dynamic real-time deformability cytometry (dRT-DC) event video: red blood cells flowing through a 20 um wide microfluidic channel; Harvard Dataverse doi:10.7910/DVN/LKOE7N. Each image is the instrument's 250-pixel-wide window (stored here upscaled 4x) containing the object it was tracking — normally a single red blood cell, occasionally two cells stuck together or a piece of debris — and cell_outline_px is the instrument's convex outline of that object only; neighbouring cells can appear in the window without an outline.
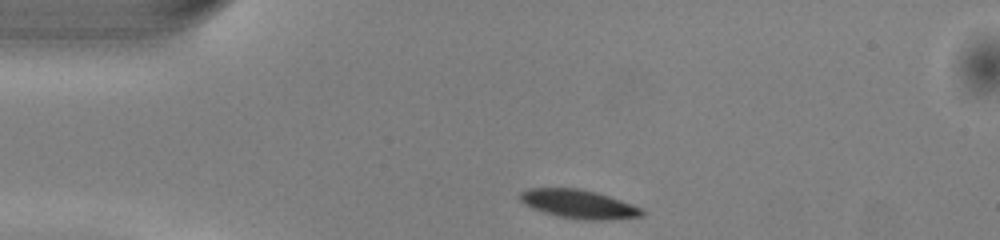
{"species": "common noctule bat (a hibernating species)", "species_latin": "Nyctalus noctula", "temperature_condition": "warm", "stored_images_in_passage": 41, "camera_frame_rate_fps": 3000, "um_per_image_px": 0.085, "animal": {"sex": "male", "body_mass_g": 13.0, "forearm_length_mm": 53.1}, "frame": {"image": 1, "passage_image": 1, "time_ms": 0.0, "image_size_px": [1000, 240], "cell_outline_px": [[644, 216], [608, 220], [584, 220], [556, 216], [532, 208], [524, 204], [520, 200], [520, 192], [528, 188], [580, 188], [596, 192], [620, 200], [640, 208], [644, 212]], "centroid_in_image_um": [49.16, 17.35], "position_along_channel_um": 35.8, "area_um2": 20.35}}
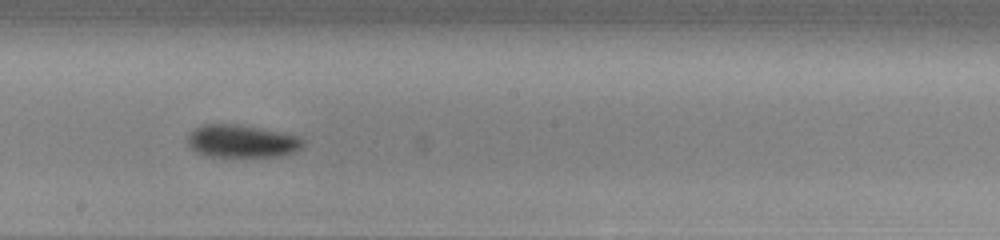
{"frame": {"image": 2, "passage_image": 18, "time_ms": 5.667, "image_size_px": [1000, 240], "cell_outline_px": [[304, 144], [296, 152], [280, 156], [208, 156], [196, 152], [188, 148], [188, 136], [196, 128], [204, 124], [240, 124], [288, 132], [300, 136], [304, 140]], "centroid_in_image_um": [20.61, 11.99], "position_along_channel_um": 227.6, "area_um2": 22.37}}
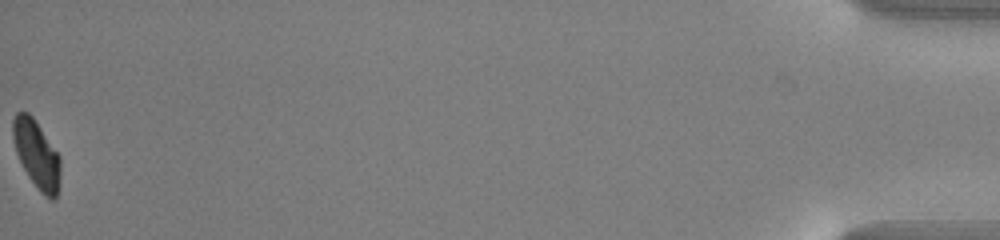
{"frame": {"image": 3, "passage_image": 41, "time_ms": 13.333, "image_size_px": [1000, 240], "cell_outline_px": [[60, 172], [56, 200], [52, 200], [44, 196], [40, 192], [28, 176], [16, 152], [12, 136], [12, 120], [16, 112], [28, 112], [32, 116], [60, 156]], "centroid_in_image_um": [3.1, 13.12], "position_along_channel_um": 432.1, "area_um2": 18.67}, "authors_computed_cell_mechanics": {"area_um2": 20.8658, "velocity_mm_per_s": 4.0479, "shape_relaxation_time_tau1_ms": 1.8599, "shape_relaxation_time_tau2_ms": null, "deformation_change_tau1": 0.1053, "deformation_change_tau2": null}}